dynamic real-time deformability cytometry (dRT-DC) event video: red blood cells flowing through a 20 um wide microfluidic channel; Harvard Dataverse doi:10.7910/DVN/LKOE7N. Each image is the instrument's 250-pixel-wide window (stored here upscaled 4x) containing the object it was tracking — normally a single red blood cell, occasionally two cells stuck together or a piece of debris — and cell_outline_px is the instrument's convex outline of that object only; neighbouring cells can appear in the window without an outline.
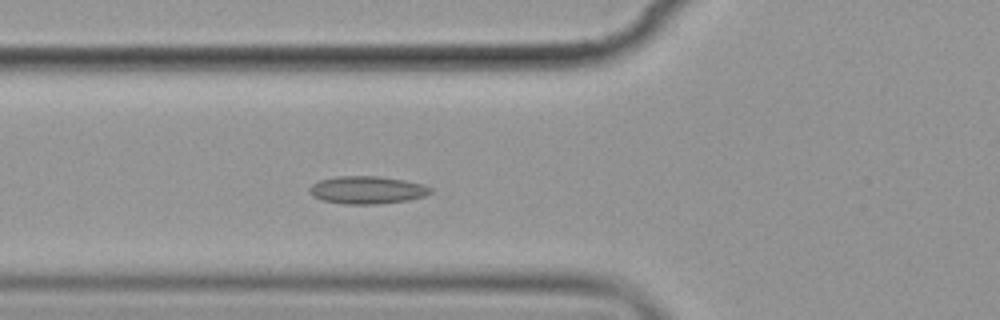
{"species": "common noctule bat (a hibernating species)", "species_latin": "Nyctalus noctula", "temperature_condition": "cold", "stored_images_in_passage": 6, "camera_frame_rate_fps": 3000, "um_per_image_px": 0.085, "animal": {"sex": "female", "body_mass_g": 19.9}, "frame": {"image": 1, "passage_image": 6, "time_ms": 5.667, "image_size_px": [1000, 320], "cell_outline_px": [[432, 192], [424, 196], [404, 200], [380, 204], [344, 204], [320, 200], [312, 196], [308, 192], [308, 188], [312, 184], [320, 180], [336, 176], [376, 176], [404, 180], [424, 184], [432, 188]], "centroid_in_image_um": [31.16, 16.15], "position_along_channel_um": 94.6, "area_um2": 19.59}}